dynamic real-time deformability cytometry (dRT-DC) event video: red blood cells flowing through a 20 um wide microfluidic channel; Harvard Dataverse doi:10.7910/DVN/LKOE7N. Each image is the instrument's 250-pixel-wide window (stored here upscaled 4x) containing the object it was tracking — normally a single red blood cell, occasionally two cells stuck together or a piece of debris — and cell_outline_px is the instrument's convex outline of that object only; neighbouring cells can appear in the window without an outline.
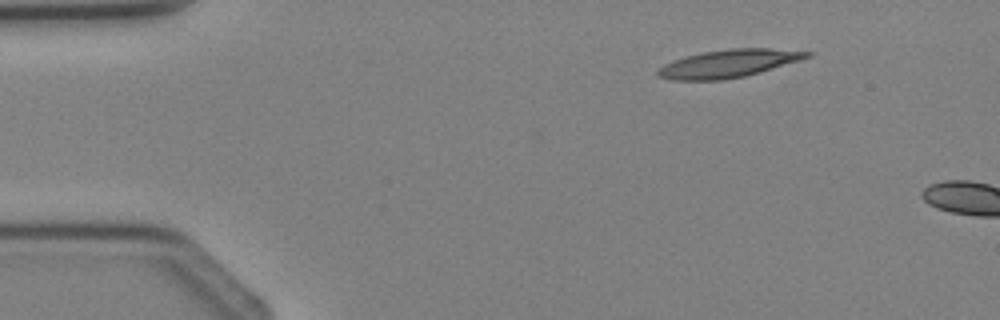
{"species": "Egyptian fruit bat (a non-hibernating species)", "species_latin": "Rousettus aegyptiacus", "temperature_condition": "cold", "stored_images_in_passage": 3, "segment_of_instrument_passage": [2, 2], "camera_frame_rate_fps": 3000, "um_per_image_px": 0.085, "animal": {"sex": "female"}, "frame": {"image": 1, "passage_image": 3, "time_ms": 2.333, "image_size_px": [1000, 320], "cell_outline_px": [[816, 52], [812, 56], [800, 60], [760, 72], [744, 76], [724, 80], [672, 80], [656, 76], [656, 72], [664, 64], [672, 60], [704, 52], [728, 48], [768, 48]], "centroid_in_image_um": [61.94, 5.4], "position_along_channel_um": 23.1, "area_um2": 24.22}}